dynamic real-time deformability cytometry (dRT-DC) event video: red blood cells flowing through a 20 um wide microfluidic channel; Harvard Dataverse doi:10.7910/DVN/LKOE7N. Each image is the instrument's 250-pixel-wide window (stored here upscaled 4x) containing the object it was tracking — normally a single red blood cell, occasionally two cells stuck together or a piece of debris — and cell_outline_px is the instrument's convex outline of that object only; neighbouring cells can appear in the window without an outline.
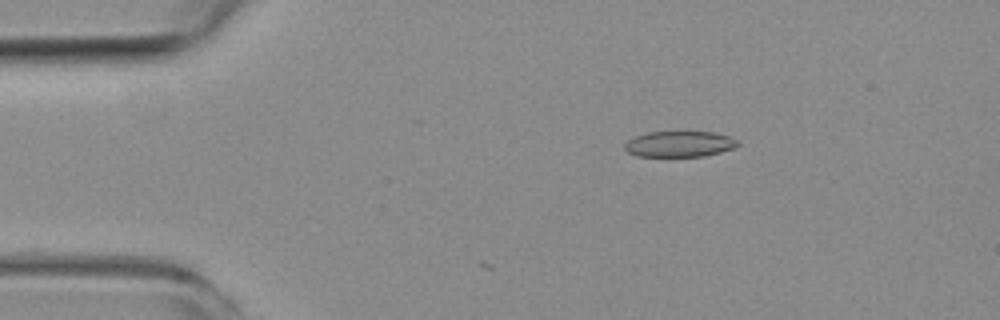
{"species": "common noctule bat (a hibernating species)", "species_latin": "Nyctalus noctula", "temperature_condition": "room temperature", "stored_images_in_passage": 6, "camera_frame_rate_fps": 3000, "um_per_image_px": 0.085, "animal": {"sex": "female", "body_mass_g": 19.3, "forearm_length_mm": 54.1}, "frame": {"image": 1, "passage_image": 6, "time_ms": 5.667, "image_size_px": [1000, 320], "cell_outline_px": [[740, 144], [732, 148], [720, 152], [704, 156], [636, 156], [628, 152], [624, 148], [624, 144], [628, 140], [636, 136], [648, 132], [716, 132], [728, 136], [736, 140]], "centroid_in_image_um": [57.74, 12.24], "position_along_channel_um": 27.3, "area_um2": 16.88}}